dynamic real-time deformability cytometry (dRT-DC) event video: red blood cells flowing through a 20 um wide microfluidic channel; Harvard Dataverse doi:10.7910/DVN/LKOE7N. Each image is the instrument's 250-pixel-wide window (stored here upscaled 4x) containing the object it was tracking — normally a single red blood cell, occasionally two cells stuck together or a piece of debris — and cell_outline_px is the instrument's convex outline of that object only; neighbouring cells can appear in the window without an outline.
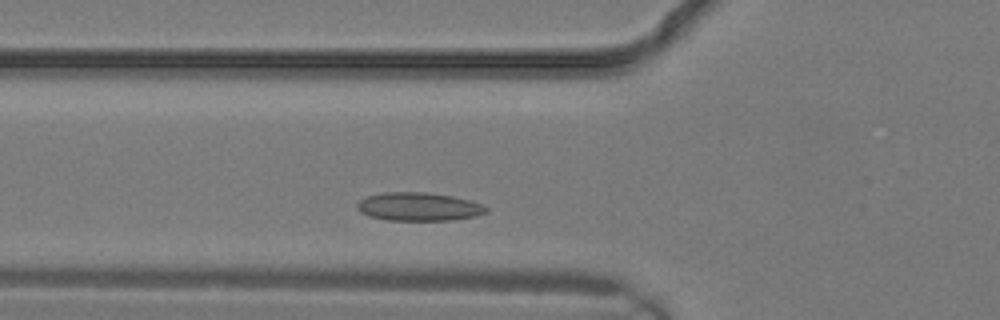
{"species": "common noctule bat (a hibernating species)", "species_latin": "Nyctalus noctula", "temperature_condition": "warm", "stored_images_in_passage": 6, "camera_frame_rate_fps": 3000, "um_per_image_px": 0.085, "animal": {"sex": "male", "body_mass_g": 19.2, "forearm_length_mm": 51.8}, "frame": {"image": 1, "passage_image": 4, "time_ms": 1.0, "image_size_px": [1000, 320], "cell_outline_px": [[488, 212], [476, 216], [452, 220], [388, 220], [368, 216], [360, 212], [356, 208], [356, 204], [360, 200], [368, 196], [384, 192], [424, 192], [452, 196], [468, 200], [480, 204], [488, 208]], "centroid_in_image_um": [35.57, 17.57], "position_along_channel_um": 90.2, "area_um2": 21.27}}
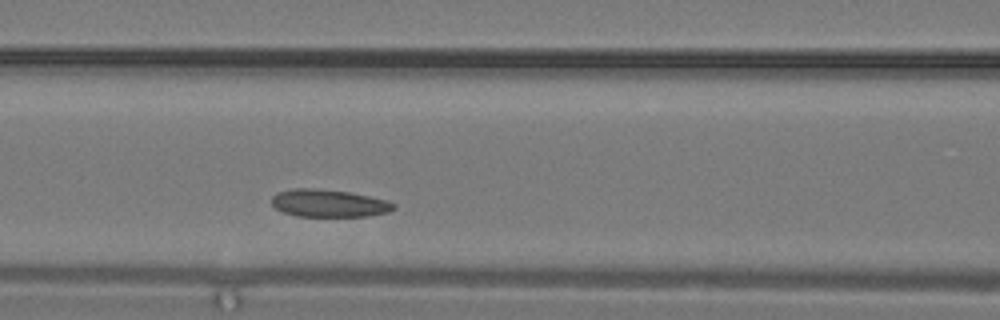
{"frame": {"image": 2, "passage_image": 6, "time_ms": 1.667, "image_size_px": [1000, 320], "cell_outline_px": [[396, 208], [388, 212], [368, 216], [296, 216], [284, 212], [276, 208], [272, 204], [272, 196], [276, 192], [292, 188], [316, 188], [348, 192], [388, 200], [396, 204]], "centroid_in_image_um": [27.95, 17.27], "position_along_channel_um": 138.7, "area_um2": 19.65}}